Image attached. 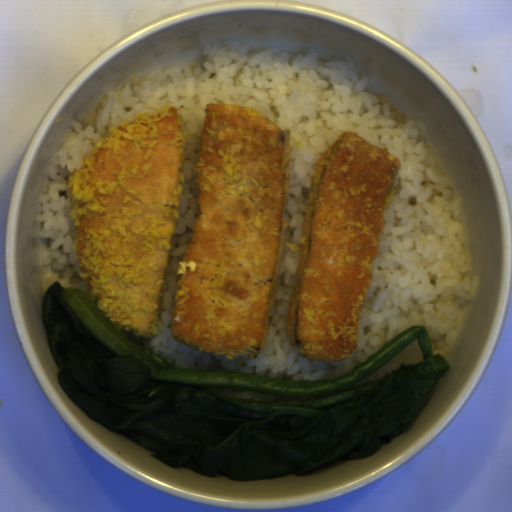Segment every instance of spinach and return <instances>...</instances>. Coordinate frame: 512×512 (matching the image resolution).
Masks as SVG:
<instances>
[{
	"label": "spinach",
	"instance_id": "obj_1",
	"mask_svg": "<svg viewBox=\"0 0 512 512\" xmlns=\"http://www.w3.org/2000/svg\"><path fill=\"white\" fill-rule=\"evenodd\" d=\"M42 321L67 396L170 468L259 481L318 474L408 433L452 368L425 327L406 328L341 377L246 373L210 354L178 368L120 330L76 287L51 282Z\"/></svg>",
	"mask_w": 512,
	"mask_h": 512
}]
</instances>
